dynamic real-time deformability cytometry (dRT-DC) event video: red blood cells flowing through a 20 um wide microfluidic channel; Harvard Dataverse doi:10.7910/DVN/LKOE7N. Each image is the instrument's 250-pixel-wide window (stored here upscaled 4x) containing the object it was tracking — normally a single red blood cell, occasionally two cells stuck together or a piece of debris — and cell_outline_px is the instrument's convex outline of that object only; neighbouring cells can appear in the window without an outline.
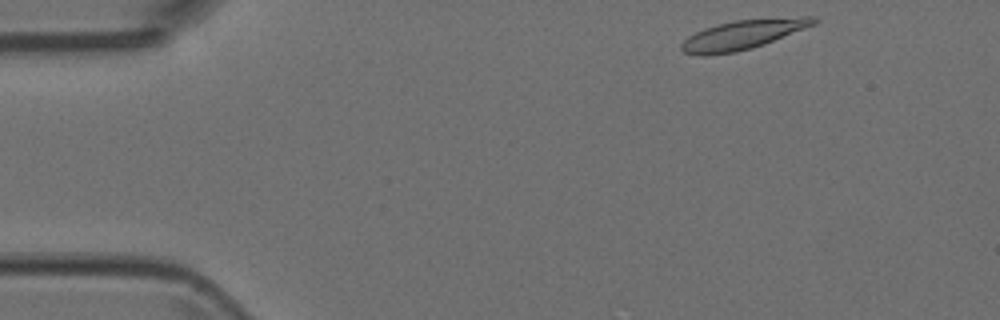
{"species": "Egyptian fruit bat (a non-hibernating species)", "species_latin": "Rousettus aegyptiacus", "temperature_condition": "room temperature", "stored_images_in_passage": 3, "camera_frame_rate_fps": 3000, "um_per_image_px": 0.085, "animal": {"sex": "female"}, "frame": {"image": 1, "passage_image": 1, "time_ms": 0.0, "image_size_px": [1000, 320], "cell_outline_px": [[820, 20], [816, 24], [764, 44], [752, 48], [736, 52], [704, 56], [700, 56], [684, 52], [680, 48], [680, 44], [688, 36], [704, 28], [716, 24], [736, 20], [804, 16], [816, 16]], "centroid_in_image_um": [63.16, 2.94], "position_along_channel_um": 21.8, "area_um2": 22.77}}